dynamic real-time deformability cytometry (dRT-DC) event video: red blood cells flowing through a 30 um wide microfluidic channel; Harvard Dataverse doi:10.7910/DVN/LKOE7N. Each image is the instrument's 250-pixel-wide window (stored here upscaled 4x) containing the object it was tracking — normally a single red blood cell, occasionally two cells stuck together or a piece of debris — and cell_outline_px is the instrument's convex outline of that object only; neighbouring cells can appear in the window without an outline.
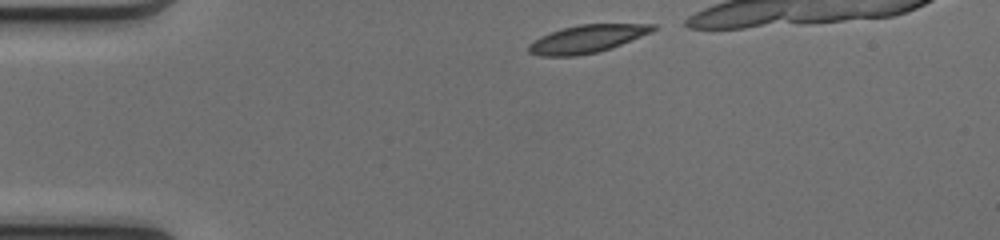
{"species": "common noctule bat (a hibernating species)", "species_latin": "Nyctalus noctula", "temperature_condition": "cold", "stored_images_in_passage": 33, "camera_frame_rate_fps": 3000, "um_per_image_px": 0.085, "animal": {"sex": "female", "body_mass_g": 17.0, "forearm_length_mm": 48.0}, "frame": {"image": 1, "passage_image": 2, "time_ms": 0.333, "image_size_px": [1000, 240], "cell_outline_px": [[656, 28], [652, 32], [612, 48], [596, 52], [576, 56], [540, 56], [528, 52], [528, 44], [540, 36], [564, 28], [580, 24], [656, 24]], "centroid_in_image_um": [49.9, 3.31], "position_along_channel_um": 35.1, "area_um2": 20.06}}
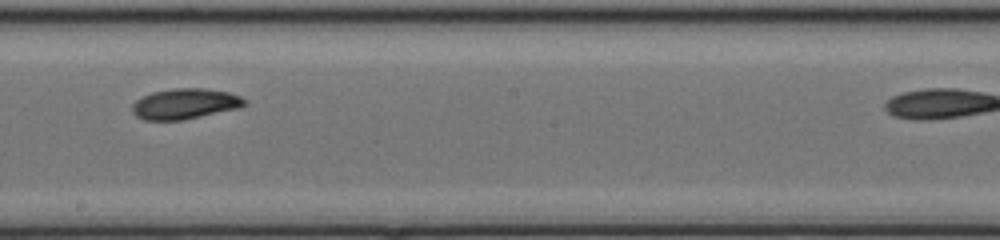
{"frame": {"image": 2, "passage_image": 20, "time_ms": 6.333, "image_size_px": [1000, 240], "cell_outline_px": [[248, 104], [240, 108], [184, 120], [144, 120], [136, 116], [132, 112], [132, 104], [136, 100], [152, 92], [172, 88], [204, 88], [228, 92], [240, 96], [248, 100]], "centroid_in_image_um": [15.76, 8.83], "position_along_channel_um": 232.4, "area_um2": 20.23}}
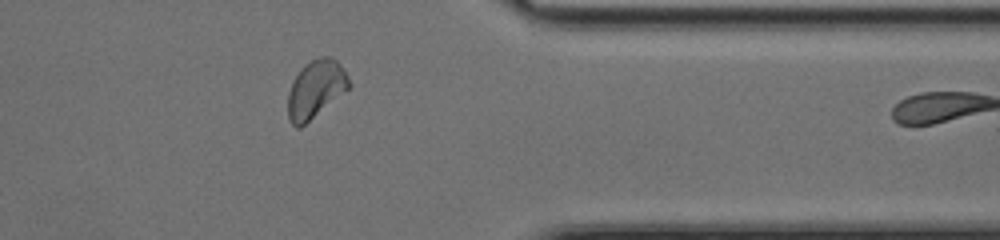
{"frame": {"image": 3, "passage_image": 32, "time_ms": 10.333, "image_size_px": [1000, 240], "cell_outline_px": [[348, 88], [300, 128], [296, 128], [292, 124], [288, 116], [288, 92], [292, 80], [304, 64], [320, 56], [332, 56], [340, 64], [348, 76]], "centroid_in_image_um": [26.79, 7.55], "position_along_channel_um": 384.6, "area_um2": 20.23}}